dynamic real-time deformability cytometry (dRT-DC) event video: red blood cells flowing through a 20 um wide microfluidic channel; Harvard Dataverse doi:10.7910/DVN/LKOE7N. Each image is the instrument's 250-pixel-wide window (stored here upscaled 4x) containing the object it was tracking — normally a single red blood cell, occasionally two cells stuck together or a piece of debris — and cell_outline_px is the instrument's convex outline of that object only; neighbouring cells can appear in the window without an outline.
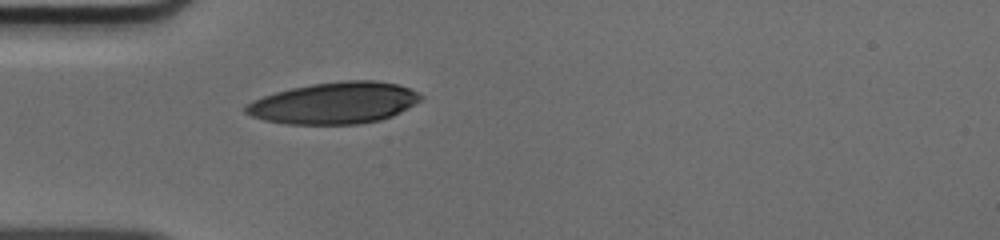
{"species": "human", "species_latin": "Homo sapiens", "temperature_condition": "cold", "stored_images_in_passage": 36, "camera_frame_rate_fps": 3000, "um_per_image_px": 0.085, "donor": {"sex": "male"}, "frame": {"image": 1, "passage_image": 1, "time_ms": 0.0, "image_size_px": [1000, 240], "cell_outline_px": [[424, 96], [420, 100], [400, 112], [392, 116], [380, 120], [360, 124], [288, 124], [264, 120], [252, 116], [244, 112], [244, 108], [252, 100], [276, 92], [292, 88], [312, 84], [344, 80], [376, 80], [396, 84], [408, 88]], "centroid_in_image_um": [28.41, 8.76], "position_along_channel_um": 56.6, "area_um2": 42.19}}
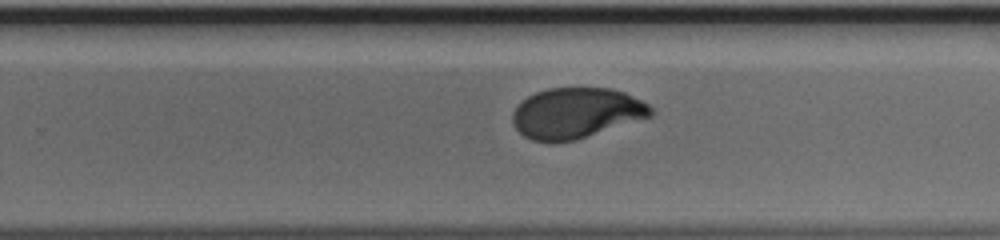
{"frame": {"image": 2, "passage_image": 18, "time_ms": 5.667, "image_size_px": [1000, 240], "cell_outline_px": [[656, 112], [652, 116], [576, 140], [548, 144], [532, 140], [524, 136], [512, 124], [512, 112], [516, 104], [528, 96], [536, 92], [548, 88], [612, 88], [624, 92], [648, 104]], "centroid_in_image_um": [48.94, 9.62], "position_along_channel_um": 280.9, "area_um2": 41.21}}
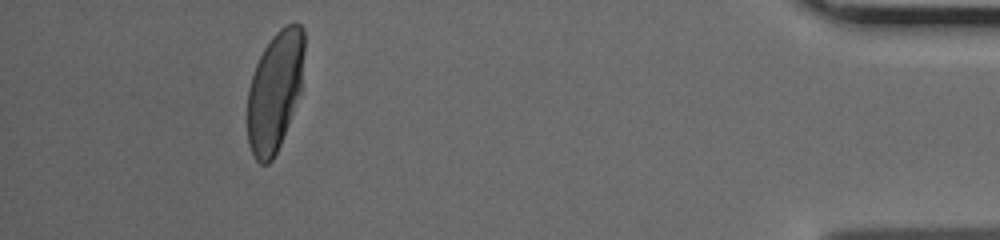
{"frame": {"image": 3, "passage_image": 32, "time_ms": 10.333, "image_size_px": [1000, 240], "cell_outline_px": [[304, 52], [300, 92], [288, 124], [280, 144], [272, 160], [268, 164], [260, 164], [256, 160], [248, 144], [248, 88], [256, 64], [264, 48], [272, 36], [280, 28], [296, 20], [304, 28]], "centroid_in_image_um": [23.37, 7.71], "position_along_channel_um": 411.8, "area_um2": 39.54}}